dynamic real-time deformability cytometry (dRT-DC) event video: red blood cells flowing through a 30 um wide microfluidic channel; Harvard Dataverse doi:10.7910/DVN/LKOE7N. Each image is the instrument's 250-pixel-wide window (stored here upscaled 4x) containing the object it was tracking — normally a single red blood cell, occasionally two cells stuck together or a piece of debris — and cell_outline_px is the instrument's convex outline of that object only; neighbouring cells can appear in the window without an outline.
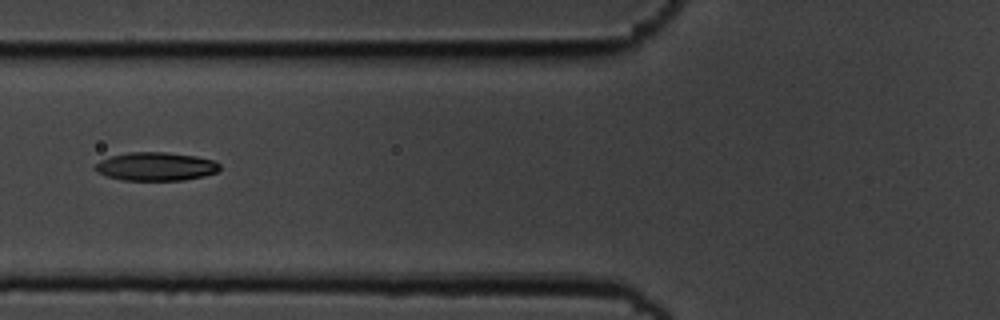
{"species": "common noctule bat (a hibernating species)", "species_latin": "Nyctalus noctula", "temperature_condition": "cold", "stored_images_in_passage": 9, "camera_frame_rate_fps": 3000, "um_per_image_px": 0.085, "animal": {"sex": "male", "body_mass_g": 19.5, "forearm_length_mm": 54.6}, "frame": {"image": 1, "passage_image": 4, "time_ms": 1.0, "image_size_px": [1000, 320], "cell_outline_px": [[220, 168], [216, 172], [204, 176], [184, 180], [124, 180], [108, 176], [96, 172], [96, 164], [100, 160], [112, 156], [128, 152], [164, 152], [196, 156], [216, 160], [220, 164]], "centroid_in_image_um": [13.29, 14.15], "position_along_channel_um": 112.5, "area_um2": 20.58}}
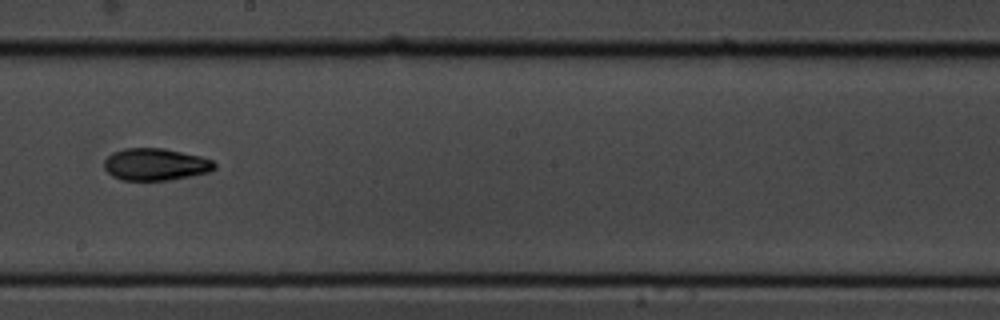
{"frame": {"image": 2, "passage_image": 7, "time_ms": 2.0, "image_size_px": [1000, 320], "cell_outline_px": [[216, 168], [208, 172], [192, 176], [168, 180], [120, 180], [112, 176], [104, 168], [104, 160], [112, 152], [124, 148], [164, 148], [200, 156], [212, 160], [216, 164]], "centroid_in_image_um": [13.2, 13.97], "position_along_channel_um": 235.0, "area_um2": 20.75}}
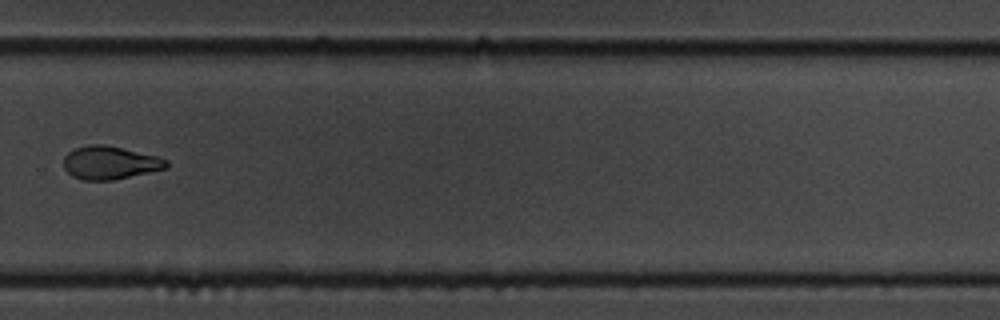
{"frame": {"image": 3, "passage_image": 9, "time_ms": 2.667, "image_size_px": [1000, 320], "cell_outline_px": [[168, 168], [112, 180], [80, 180], [72, 176], [64, 168], [64, 156], [68, 152], [76, 148], [88, 144], [104, 144], [160, 156], [168, 160]], "centroid_in_image_um": [9.36, 13.82], "position_along_channel_um": 320.4, "area_um2": 20.0}}